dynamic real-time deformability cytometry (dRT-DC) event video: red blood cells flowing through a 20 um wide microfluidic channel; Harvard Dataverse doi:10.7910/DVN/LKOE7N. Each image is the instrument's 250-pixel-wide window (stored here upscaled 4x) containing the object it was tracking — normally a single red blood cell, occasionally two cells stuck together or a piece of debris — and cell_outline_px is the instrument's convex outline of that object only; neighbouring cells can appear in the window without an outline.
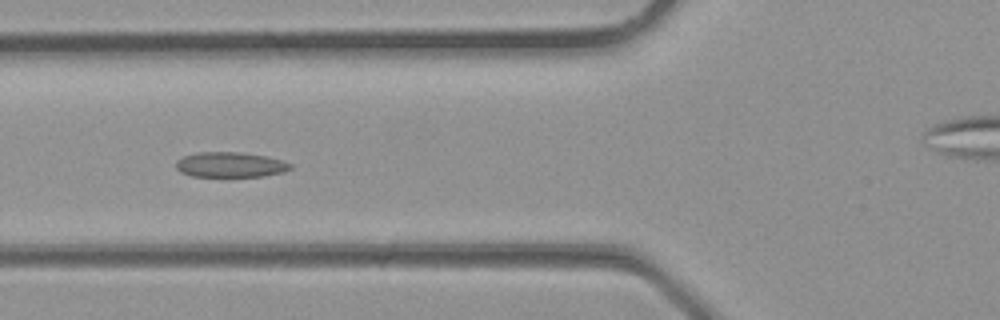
{"species": "common noctule bat (a hibernating species)", "species_latin": "Nyctalus noctula", "temperature_condition": "room temperature", "stored_images_in_passage": 19, "camera_frame_rate_fps": 3000, "um_per_image_px": 0.085, "animal": {"sex": "male", "body_mass_g": 23.1, "forearm_length_mm": 52.7}, "frame": {"image": 1, "passage_image": 14, "time_ms": 4.333, "image_size_px": [1000, 320], "cell_outline_px": [[292, 168], [284, 172], [264, 176], [192, 176], [180, 172], [176, 168], [176, 160], [184, 156], [200, 152], [240, 152], [264, 156], [284, 160], [292, 164]], "centroid_in_image_um": [19.59, 14.0], "position_along_channel_um": 106.2, "area_um2": 16.76}}
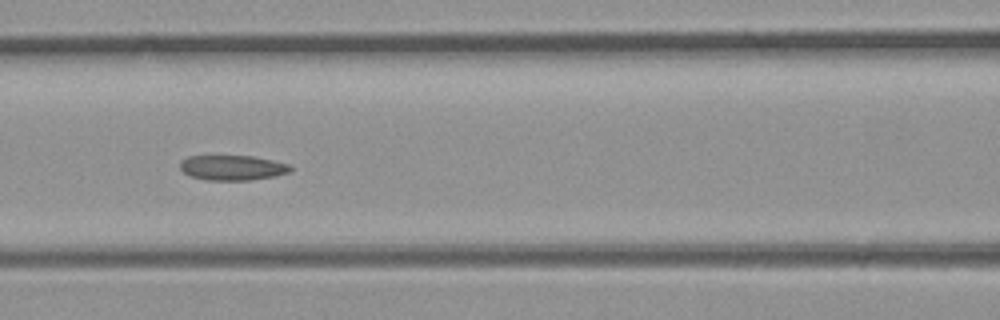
{"frame": {"image": 2, "passage_image": 16, "time_ms": 5.0, "image_size_px": [1000, 320], "cell_outline_px": [[292, 168], [288, 172], [276, 176], [248, 180], [208, 180], [192, 176], [184, 172], [180, 168], [180, 160], [188, 156], [252, 156], [272, 160], [288, 164]], "centroid_in_image_um": [19.74, 14.25], "position_along_channel_um": 146.9, "area_um2": 15.95}}
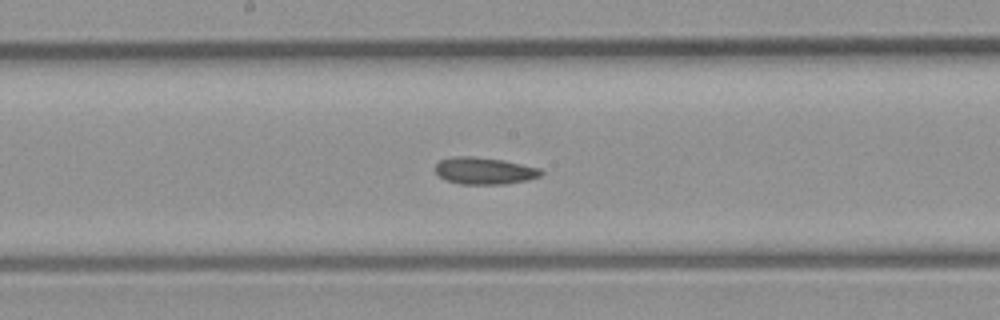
{"frame": {"image": 3, "passage_image": 19, "time_ms": 6.0, "image_size_px": [1000, 320], "cell_outline_px": [[544, 172], [540, 176], [528, 180], [504, 184], [460, 184], [448, 180], [440, 176], [436, 172], [436, 164], [440, 160], [452, 156], [472, 156], [504, 160], [540, 168]], "centroid_in_image_um": [41.19, 14.51], "position_along_channel_um": 207.0, "area_um2": 16.59}}